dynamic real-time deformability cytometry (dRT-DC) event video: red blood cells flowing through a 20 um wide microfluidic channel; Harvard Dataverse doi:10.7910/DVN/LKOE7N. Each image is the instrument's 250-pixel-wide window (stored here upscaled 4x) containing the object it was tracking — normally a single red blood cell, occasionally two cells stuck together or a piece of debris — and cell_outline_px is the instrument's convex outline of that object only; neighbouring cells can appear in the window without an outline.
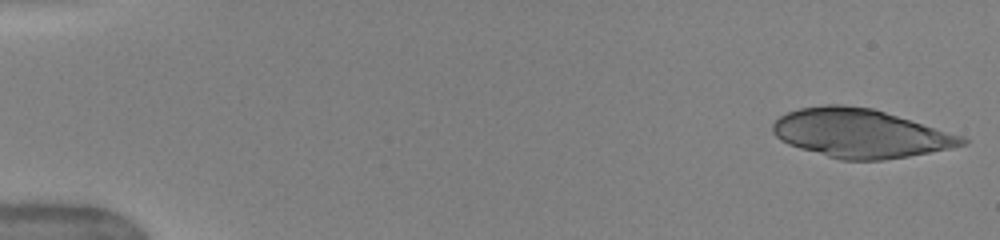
{"species": "human", "species_latin": "Homo sapiens", "temperature_condition": "warm", "stored_images_in_passage": 30, "camera_frame_rate_fps": 3000, "um_per_image_px": 0.085, "donor": {"sex": "female"}, "frame": {"image": 1, "passage_image": 1, "time_ms": 0.0, "image_size_px": [1000, 240], "cell_outline_px": [[968, 140], [964, 144], [952, 148], [908, 156], [884, 160], [840, 160], [800, 148], [788, 144], [780, 140], [772, 132], [772, 124], [780, 116], [788, 112], [800, 108], [824, 104], [844, 104], [872, 108], [964, 136]], "centroid_in_image_um": [73.11, 11.33], "position_along_channel_um": 11.9, "area_um2": 53.58}}
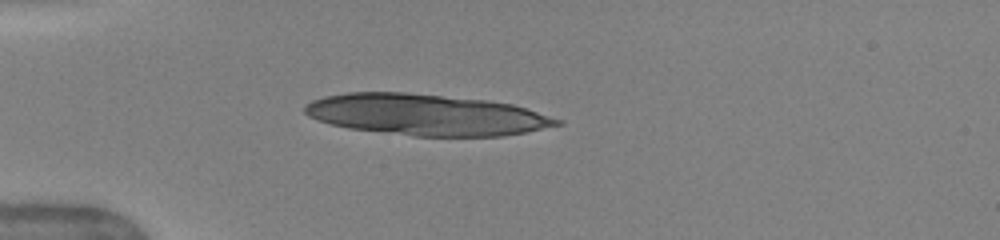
{"frame": {"image": 2, "passage_image": 13, "time_ms": 4.0, "image_size_px": [1000, 240], "cell_outline_px": [[564, 124], [504, 136], [412, 136], [348, 128], [316, 120], [308, 116], [304, 112], [304, 104], [312, 100], [324, 96], [348, 92], [404, 92], [484, 100], [512, 104], [564, 120]], "centroid_in_image_um": [36.2, 9.75], "position_along_channel_um": 48.8, "area_um2": 60.46}}